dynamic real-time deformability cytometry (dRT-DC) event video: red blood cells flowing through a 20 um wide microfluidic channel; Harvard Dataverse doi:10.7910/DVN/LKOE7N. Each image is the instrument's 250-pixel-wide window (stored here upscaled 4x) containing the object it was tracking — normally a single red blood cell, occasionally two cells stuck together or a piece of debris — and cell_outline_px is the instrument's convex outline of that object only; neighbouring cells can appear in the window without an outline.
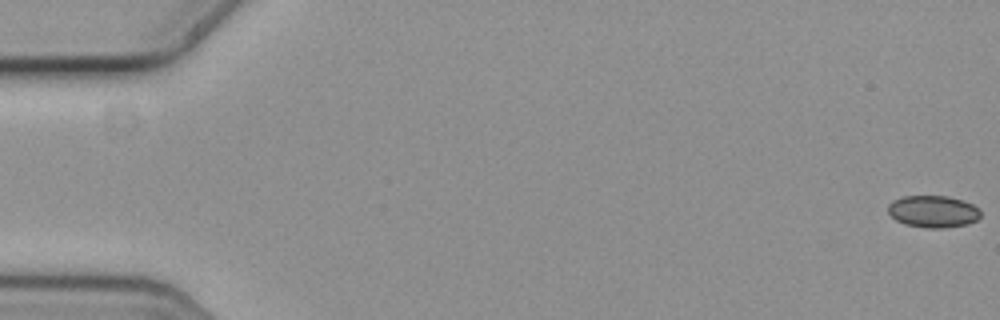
{"species": "common noctule bat (a hibernating species)", "species_latin": "Nyctalus noctula", "temperature_condition": "cold", "stored_images_in_passage": 14, "camera_frame_rate_fps": 3000, "um_per_image_px": 0.085, "animal": {"sex": "female", "body_mass_g": 19.3, "forearm_length_mm": 54.1}, "frame": {"image": 1, "passage_image": 1, "time_ms": 0.0, "image_size_px": [1000, 320], "cell_outline_px": [[980, 216], [976, 220], [968, 224], [944, 228], [928, 228], [904, 224], [896, 220], [888, 212], [888, 204], [892, 200], [904, 196], [948, 196], [972, 204], [980, 208]], "centroid_in_image_um": [79.31, 17.98], "position_along_channel_um": 5.7, "area_um2": 17.28}}